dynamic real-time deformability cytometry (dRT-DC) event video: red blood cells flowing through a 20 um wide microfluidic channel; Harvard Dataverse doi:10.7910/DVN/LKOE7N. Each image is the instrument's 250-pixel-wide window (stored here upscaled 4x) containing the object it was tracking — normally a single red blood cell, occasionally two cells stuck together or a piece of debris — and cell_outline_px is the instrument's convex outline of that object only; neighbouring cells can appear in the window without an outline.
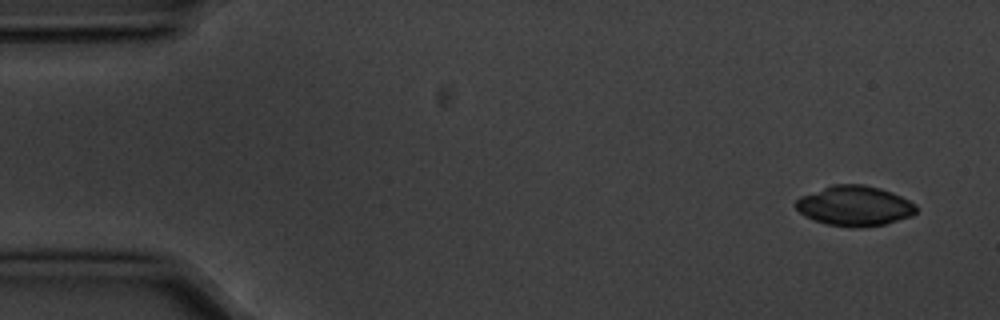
{"species": "common noctule bat (a hibernating species)", "species_latin": "Nyctalus noctula", "temperature_condition": "cold", "stored_images_in_passage": 4, "camera_frame_rate_fps": 3000, "um_per_image_px": 0.085, "animal": {"sex": "male", "body_mass_g": 20.1, "forearm_length_mm": 53.5}, "frame": {"image": 1, "passage_image": 1, "time_ms": 0.0, "image_size_px": [1000, 320], "cell_outline_px": [[916, 212], [912, 216], [884, 224], [860, 228], [848, 228], [828, 224], [804, 216], [796, 208], [796, 200], [800, 196], [832, 184], [864, 184], [880, 188], [892, 192], [916, 204]], "centroid_in_image_um": [72.64, 17.5], "position_along_channel_um": 12.4, "area_um2": 28.21}}
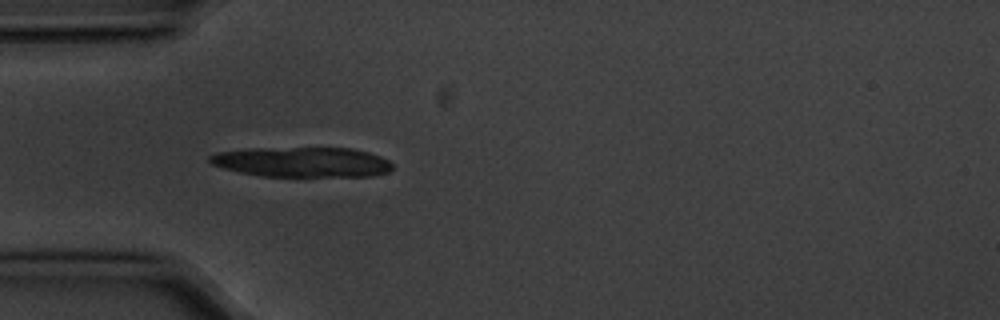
{"frame": {"image": 2, "passage_image": 4, "time_ms": 1.0, "image_size_px": [1000, 320], "cell_outline_px": [[392, 168], [388, 172], [372, 176], [260, 176], [240, 172], [224, 168], [212, 164], [208, 160], [208, 156], [216, 152], [248, 148], [352, 148], [368, 152], [380, 156], [388, 160], [392, 164]], "centroid_in_image_um": [25.67, 13.77], "position_along_channel_um": 59.3, "area_um2": 32.02}}